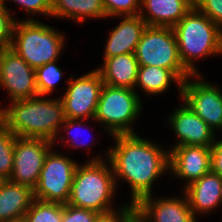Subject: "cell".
I'll return each mask as SVG.
<instances>
[{"instance_id":"obj_11","label":"cell","mask_w":222,"mask_h":222,"mask_svg":"<svg viewBox=\"0 0 222 222\" xmlns=\"http://www.w3.org/2000/svg\"><path fill=\"white\" fill-rule=\"evenodd\" d=\"M197 77L199 81L190 79ZM203 81L202 75H192L182 84L181 99L215 132L222 129V91ZM218 128V129H217Z\"/></svg>"},{"instance_id":"obj_33","label":"cell","mask_w":222,"mask_h":222,"mask_svg":"<svg viewBox=\"0 0 222 222\" xmlns=\"http://www.w3.org/2000/svg\"><path fill=\"white\" fill-rule=\"evenodd\" d=\"M82 122H84L83 119L80 120V119H68V118H66L65 121H64V123L62 124V127H61V128H64V130H67L68 133H69V131L71 132L72 129L76 126V127H77V130L79 129V131H80V127L83 128V123H82ZM75 129H76V128H75ZM73 130H74V129H73ZM77 130L75 131V133H78ZM71 133H72V132H71ZM60 140H61L62 142H64L67 146L70 145L71 147H74V148H79V147H81V144H82V145H85L84 142L81 143V144H77V143H75V141H72L73 139H69V140L72 142V143H69V144H68V142H65L66 139H64L63 137H60ZM74 140H76V139H74Z\"/></svg>"},{"instance_id":"obj_32","label":"cell","mask_w":222,"mask_h":222,"mask_svg":"<svg viewBox=\"0 0 222 222\" xmlns=\"http://www.w3.org/2000/svg\"><path fill=\"white\" fill-rule=\"evenodd\" d=\"M211 149V171L222 177V139L215 140Z\"/></svg>"},{"instance_id":"obj_24","label":"cell","mask_w":222,"mask_h":222,"mask_svg":"<svg viewBox=\"0 0 222 222\" xmlns=\"http://www.w3.org/2000/svg\"><path fill=\"white\" fill-rule=\"evenodd\" d=\"M35 77L39 96H45L53 92L57 82L61 80L62 71L54 61L36 68Z\"/></svg>"},{"instance_id":"obj_26","label":"cell","mask_w":222,"mask_h":222,"mask_svg":"<svg viewBox=\"0 0 222 222\" xmlns=\"http://www.w3.org/2000/svg\"><path fill=\"white\" fill-rule=\"evenodd\" d=\"M108 17L139 15L141 0H102Z\"/></svg>"},{"instance_id":"obj_29","label":"cell","mask_w":222,"mask_h":222,"mask_svg":"<svg viewBox=\"0 0 222 222\" xmlns=\"http://www.w3.org/2000/svg\"><path fill=\"white\" fill-rule=\"evenodd\" d=\"M194 6L222 30V0H194Z\"/></svg>"},{"instance_id":"obj_4","label":"cell","mask_w":222,"mask_h":222,"mask_svg":"<svg viewBox=\"0 0 222 222\" xmlns=\"http://www.w3.org/2000/svg\"><path fill=\"white\" fill-rule=\"evenodd\" d=\"M173 30L182 64L192 75L199 74L196 59L222 54V30L195 6Z\"/></svg>"},{"instance_id":"obj_27","label":"cell","mask_w":222,"mask_h":222,"mask_svg":"<svg viewBox=\"0 0 222 222\" xmlns=\"http://www.w3.org/2000/svg\"><path fill=\"white\" fill-rule=\"evenodd\" d=\"M10 12L6 5H0V49L11 47L16 20Z\"/></svg>"},{"instance_id":"obj_14","label":"cell","mask_w":222,"mask_h":222,"mask_svg":"<svg viewBox=\"0 0 222 222\" xmlns=\"http://www.w3.org/2000/svg\"><path fill=\"white\" fill-rule=\"evenodd\" d=\"M169 171L188 186L211 171L210 147L197 145L173 146L169 150Z\"/></svg>"},{"instance_id":"obj_6","label":"cell","mask_w":222,"mask_h":222,"mask_svg":"<svg viewBox=\"0 0 222 222\" xmlns=\"http://www.w3.org/2000/svg\"><path fill=\"white\" fill-rule=\"evenodd\" d=\"M134 54L139 65L171 70L182 82L192 76L182 64L172 27L147 26Z\"/></svg>"},{"instance_id":"obj_17","label":"cell","mask_w":222,"mask_h":222,"mask_svg":"<svg viewBox=\"0 0 222 222\" xmlns=\"http://www.w3.org/2000/svg\"><path fill=\"white\" fill-rule=\"evenodd\" d=\"M193 7L194 0H141L139 15L147 26L173 28Z\"/></svg>"},{"instance_id":"obj_5","label":"cell","mask_w":222,"mask_h":222,"mask_svg":"<svg viewBox=\"0 0 222 222\" xmlns=\"http://www.w3.org/2000/svg\"><path fill=\"white\" fill-rule=\"evenodd\" d=\"M63 33L54 28L26 18L15 22L11 49L29 66L36 69L57 61L65 45Z\"/></svg>"},{"instance_id":"obj_30","label":"cell","mask_w":222,"mask_h":222,"mask_svg":"<svg viewBox=\"0 0 222 222\" xmlns=\"http://www.w3.org/2000/svg\"><path fill=\"white\" fill-rule=\"evenodd\" d=\"M117 211L101 214L95 222H134L136 220L135 204L123 205Z\"/></svg>"},{"instance_id":"obj_10","label":"cell","mask_w":222,"mask_h":222,"mask_svg":"<svg viewBox=\"0 0 222 222\" xmlns=\"http://www.w3.org/2000/svg\"><path fill=\"white\" fill-rule=\"evenodd\" d=\"M53 142L41 138L15 137L12 182L34 189L39 181L45 157Z\"/></svg>"},{"instance_id":"obj_13","label":"cell","mask_w":222,"mask_h":222,"mask_svg":"<svg viewBox=\"0 0 222 222\" xmlns=\"http://www.w3.org/2000/svg\"><path fill=\"white\" fill-rule=\"evenodd\" d=\"M137 222H197L186 196L152 199V194L136 204Z\"/></svg>"},{"instance_id":"obj_35","label":"cell","mask_w":222,"mask_h":222,"mask_svg":"<svg viewBox=\"0 0 222 222\" xmlns=\"http://www.w3.org/2000/svg\"><path fill=\"white\" fill-rule=\"evenodd\" d=\"M5 180H6V178H4L2 175H0V188L2 187Z\"/></svg>"},{"instance_id":"obj_9","label":"cell","mask_w":222,"mask_h":222,"mask_svg":"<svg viewBox=\"0 0 222 222\" xmlns=\"http://www.w3.org/2000/svg\"><path fill=\"white\" fill-rule=\"evenodd\" d=\"M68 84L61 98L64 115L68 119H94L97 105L104 82L100 73L95 69L73 80V76L66 81Z\"/></svg>"},{"instance_id":"obj_19","label":"cell","mask_w":222,"mask_h":222,"mask_svg":"<svg viewBox=\"0 0 222 222\" xmlns=\"http://www.w3.org/2000/svg\"><path fill=\"white\" fill-rule=\"evenodd\" d=\"M33 200L32 188L6 179L0 188V222L22 221Z\"/></svg>"},{"instance_id":"obj_16","label":"cell","mask_w":222,"mask_h":222,"mask_svg":"<svg viewBox=\"0 0 222 222\" xmlns=\"http://www.w3.org/2000/svg\"><path fill=\"white\" fill-rule=\"evenodd\" d=\"M188 205L194 216L209 213L222 204V177L209 171L200 179L184 186Z\"/></svg>"},{"instance_id":"obj_28","label":"cell","mask_w":222,"mask_h":222,"mask_svg":"<svg viewBox=\"0 0 222 222\" xmlns=\"http://www.w3.org/2000/svg\"><path fill=\"white\" fill-rule=\"evenodd\" d=\"M100 215L91 209L63 204L62 222H95Z\"/></svg>"},{"instance_id":"obj_31","label":"cell","mask_w":222,"mask_h":222,"mask_svg":"<svg viewBox=\"0 0 222 222\" xmlns=\"http://www.w3.org/2000/svg\"><path fill=\"white\" fill-rule=\"evenodd\" d=\"M6 0H2L5 5ZM10 1V0H9ZM22 6L26 12L33 14H42L51 17L52 0H11Z\"/></svg>"},{"instance_id":"obj_7","label":"cell","mask_w":222,"mask_h":222,"mask_svg":"<svg viewBox=\"0 0 222 222\" xmlns=\"http://www.w3.org/2000/svg\"><path fill=\"white\" fill-rule=\"evenodd\" d=\"M141 99L134 89L104 84L94 120L113 135L134 134L132 122L140 115Z\"/></svg>"},{"instance_id":"obj_18","label":"cell","mask_w":222,"mask_h":222,"mask_svg":"<svg viewBox=\"0 0 222 222\" xmlns=\"http://www.w3.org/2000/svg\"><path fill=\"white\" fill-rule=\"evenodd\" d=\"M146 27L147 24L140 15L124 16L109 34L105 44L104 58L134 53Z\"/></svg>"},{"instance_id":"obj_22","label":"cell","mask_w":222,"mask_h":222,"mask_svg":"<svg viewBox=\"0 0 222 222\" xmlns=\"http://www.w3.org/2000/svg\"><path fill=\"white\" fill-rule=\"evenodd\" d=\"M171 82L178 84L180 92L183 82L171 71L156 66L139 65L135 88L140 86L147 95H158L169 89Z\"/></svg>"},{"instance_id":"obj_1","label":"cell","mask_w":222,"mask_h":222,"mask_svg":"<svg viewBox=\"0 0 222 222\" xmlns=\"http://www.w3.org/2000/svg\"><path fill=\"white\" fill-rule=\"evenodd\" d=\"M116 146L107 150L115 179L121 178L131 188V204L152 194V184L169 171V151L151 140L134 134L113 135Z\"/></svg>"},{"instance_id":"obj_23","label":"cell","mask_w":222,"mask_h":222,"mask_svg":"<svg viewBox=\"0 0 222 222\" xmlns=\"http://www.w3.org/2000/svg\"><path fill=\"white\" fill-rule=\"evenodd\" d=\"M63 204L34 199L22 222H62Z\"/></svg>"},{"instance_id":"obj_3","label":"cell","mask_w":222,"mask_h":222,"mask_svg":"<svg viewBox=\"0 0 222 222\" xmlns=\"http://www.w3.org/2000/svg\"><path fill=\"white\" fill-rule=\"evenodd\" d=\"M100 157L77 166L67 204L108 214L115 211L111 201L118 180L111 164L108 166Z\"/></svg>"},{"instance_id":"obj_15","label":"cell","mask_w":222,"mask_h":222,"mask_svg":"<svg viewBox=\"0 0 222 222\" xmlns=\"http://www.w3.org/2000/svg\"><path fill=\"white\" fill-rule=\"evenodd\" d=\"M176 108L169 117L168 123L175 131L178 142L174 146L197 145L211 147L216 138L214 132L196 113L184 102Z\"/></svg>"},{"instance_id":"obj_21","label":"cell","mask_w":222,"mask_h":222,"mask_svg":"<svg viewBox=\"0 0 222 222\" xmlns=\"http://www.w3.org/2000/svg\"><path fill=\"white\" fill-rule=\"evenodd\" d=\"M83 22L89 18H106L102 0H52L51 17Z\"/></svg>"},{"instance_id":"obj_34","label":"cell","mask_w":222,"mask_h":222,"mask_svg":"<svg viewBox=\"0 0 222 222\" xmlns=\"http://www.w3.org/2000/svg\"><path fill=\"white\" fill-rule=\"evenodd\" d=\"M6 114H7V108L0 107V131L6 128Z\"/></svg>"},{"instance_id":"obj_8","label":"cell","mask_w":222,"mask_h":222,"mask_svg":"<svg viewBox=\"0 0 222 222\" xmlns=\"http://www.w3.org/2000/svg\"><path fill=\"white\" fill-rule=\"evenodd\" d=\"M79 164L69 157L50 150L43 164L34 199L67 204L76 168Z\"/></svg>"},{"instance_id":"obj_12","label":"cell","mask_w":222,"mask_h":222,"mask_svg":"<svg viewBox=\"0 0 222 222\" xmlns=\"http://www.w3.org/2000/svg\"><path fill=\"white\" fill-rule=\"evenodd\" d=\"M0 87L7 90L11 102L39 96L35 69L11 48L0 49Z\"/></svg>"},{"instance_id":"obj_25","label":"cell","mask_w":222,"mask_h":222,"mask_svg":"<svg viewBox=\"0 0 222 222\" xmlns=\"http://www.w3.org/2000/svg\"><path fill=\"white\" fill-rule=\"evenodd\" d=\"M15 135L8 129L0 131V175L9 179L13 169Z\"/></svg>"},{"instance_id":"obj_20","label":"cell","mask_w":222,"mask_h":222,"mask_svg":"<svg viewBox=\"0 0 222 222\" xmlns=\"http://www.w3.org/2000/svg\"><path fill=\"white\" fill-rule=\"evenodd\" d=\"M138 69L139 63L135 54L126 53L104 58L102 68L96 70L100 73L104 84L135 90Z\"/></svg>"},{"instance_id":"obj_2","label":"cell","mask_w":222,"mask_h":222,"mask_svg":"<svg viewBox=\"0 0 222 222\" xmlns=\"http://www.w3.org/2000/svg\"><path fill=\"white\" fill-rule=\"evenodd\" d=\"M41 97L12 101L6 107V128L18 137L41 138L55 143L66 119L63 102L61 98Z\"/></svg>"}]
</instances>
